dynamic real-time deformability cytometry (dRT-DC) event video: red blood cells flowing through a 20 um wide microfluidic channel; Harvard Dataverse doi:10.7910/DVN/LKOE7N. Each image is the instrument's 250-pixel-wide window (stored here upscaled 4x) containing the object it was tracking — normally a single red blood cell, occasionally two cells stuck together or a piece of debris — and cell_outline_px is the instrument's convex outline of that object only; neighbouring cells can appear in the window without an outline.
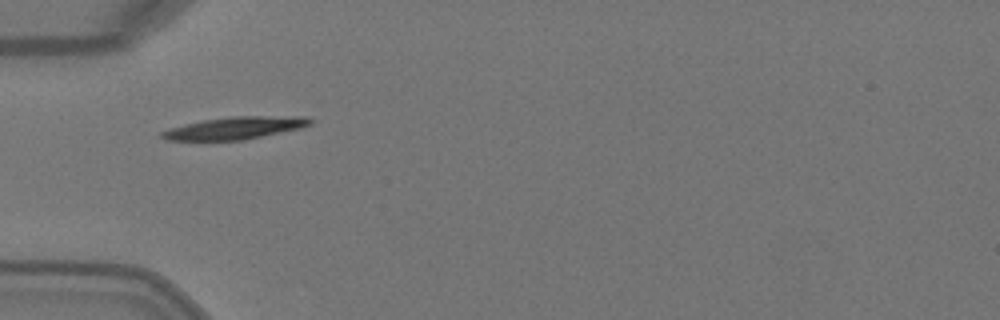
{"species": "Egyptian fruit bat (a non-hibernating species)", "species_latin": "Rousettus aegyptiacus", "temperature_condition": "warm", "stored_images_in_passage": 4, "camera_frame_rate_fps": 3000, "um_per_image_px": 0.085, "animal": {"sex": "female"}, "frame": {"image": 1, "passage_image": 2, "time_ms": 0.333, "image_size_px": [1000, 320], "cell_outline_px": [[312, 124], [300, 128], [244, 140], [164, 140], [160, 136], [160, 132], [168, 128], [204, 120], [232, 116], [304, 116], [312, 120]], "centroid_in_image_um": [19.96, 10.88], "position_along_channel_um": 65.0, "area_um2": 19.25}}
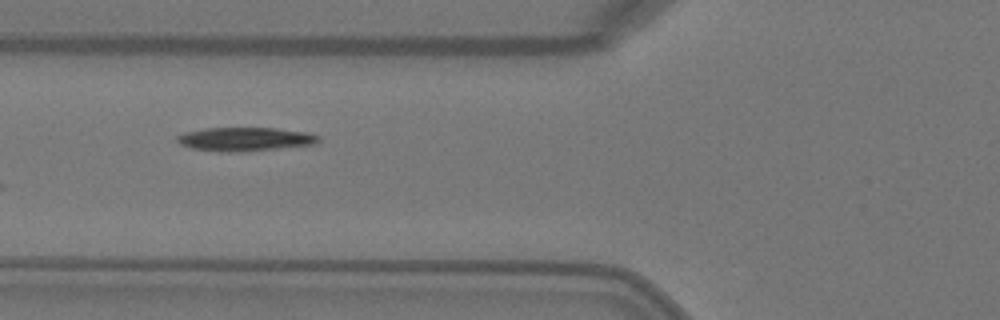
{"frame": {"image": 2, "passage_image": 3, "time_ms": 0.667, "image_size_px": [1000, 320], "cell_outline_px": [[320, 140], [312, 144], [240, 152], [220, 152], [192, 148], [180, 144], [176, 140], [176, 136], [184, 132], [204, 128], [276, 128], [308, 132], [320, 136]], "centroid_in_image_um": [20.78, 11.82], "position_along_channel_um": 105.0, "area_um2": 19.48}}